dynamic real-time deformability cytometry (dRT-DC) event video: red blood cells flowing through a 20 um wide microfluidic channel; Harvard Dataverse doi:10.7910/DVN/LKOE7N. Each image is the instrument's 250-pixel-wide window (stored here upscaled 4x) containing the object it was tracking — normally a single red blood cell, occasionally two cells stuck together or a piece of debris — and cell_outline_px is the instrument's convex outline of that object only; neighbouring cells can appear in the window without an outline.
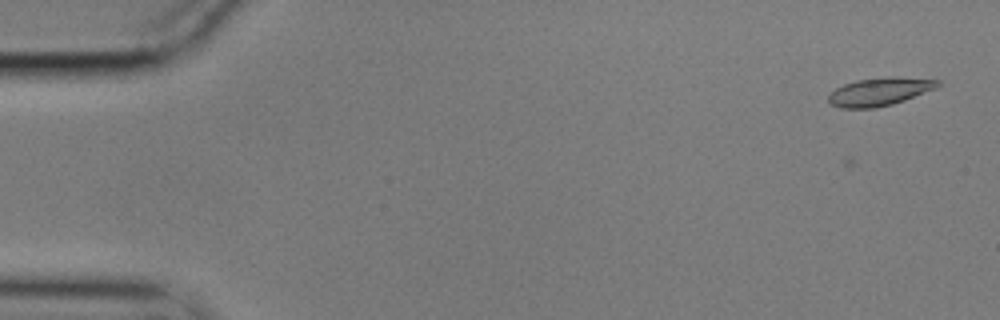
{"species": "common noctule bat (a hibernating species)", "species_latin": "Nyctalus noctula", "temperature_condition": "cold", "stored_images_in_passage": 6, "camera_frame_rate_fps": 3000, "um_per_image_px": 0.085, "animal": {"sex": "male", "body_mass_g": 17.9}, "frame": {"image": 1, "passage_image": 6, "time_ms": 1.667, "image_size_px": [1000, 320], "cell_outline_px": [[940, 84], [936, 88], [904, 100], [892, 104], [876, 108], [840, 108], [832, 104], [828, 100], [828, 96], [836, 88], [844, 84], [856, 80], [892, 76], [940, 80]], "centroid_in_image_um": [74.76, 7.79], "position_along_channel_um": 10.2, "area_um2": 17.74}}